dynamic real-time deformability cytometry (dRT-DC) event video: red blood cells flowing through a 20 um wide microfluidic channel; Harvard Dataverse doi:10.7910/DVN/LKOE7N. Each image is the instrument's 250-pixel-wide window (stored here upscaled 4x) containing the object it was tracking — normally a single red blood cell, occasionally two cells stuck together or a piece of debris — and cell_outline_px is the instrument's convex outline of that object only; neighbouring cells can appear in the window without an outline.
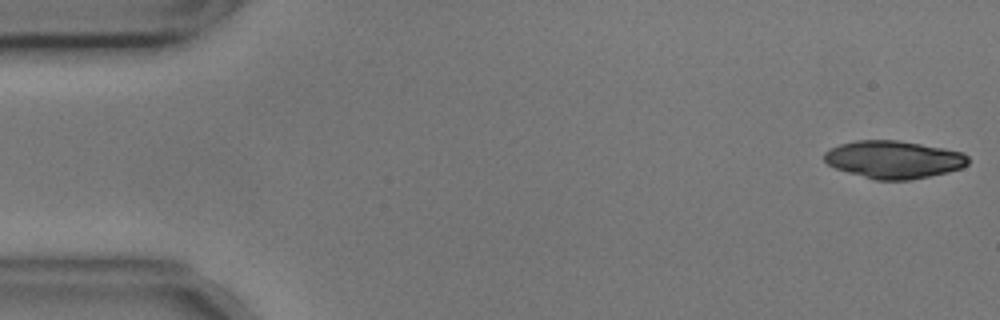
{"species": "common noctule bat (a hibernating species)", "species_latin": "Nyctalus noctula", "temperature_condition": "cold", "stored_images_in_passage": 29, "camera_frame_rate_fps": 3000, "um_per_image_px": 0.085, "animal": {"sex": "male", "body_mass_g": 17.9, "forearm_length_mm": 54.2}, "frame": {"image": 1, "passage_image": 1, "time_ms": 0.0, "image_size_px": [1000, 320], "cell_outline_px": [[968, 164], [960, 168], [948, 172], [912, 180], [876, 180], [848, 172], [836, 168], [828, 164], [824, 160], [824, 152], [828, 148], [840, 144], [856, 140], [896, 140], [944, 148], [964, 152], [968, 156]], "centroid_in_image_um": [75.96, 13.56], "position_along_channel_um": 9.0, "area_um2": 31.62}}